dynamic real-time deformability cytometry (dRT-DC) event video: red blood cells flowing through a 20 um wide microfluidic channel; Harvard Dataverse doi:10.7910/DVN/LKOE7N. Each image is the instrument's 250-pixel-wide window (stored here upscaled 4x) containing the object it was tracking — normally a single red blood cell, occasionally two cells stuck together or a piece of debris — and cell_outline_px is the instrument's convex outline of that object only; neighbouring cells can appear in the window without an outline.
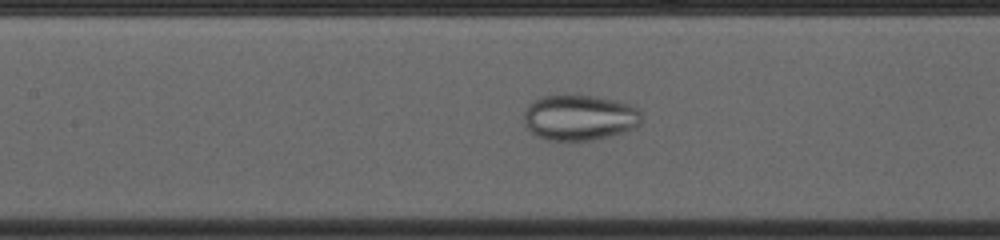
{"species": "common noctule bat (a hibernating species)", "species_latin": "Nyctalus noctula", "temperature_condition": "cold", "stored_images_in_passage": 36, "camera_frame_rate_fps": 3000, "um_per_image_px": 0.085, "animal": {"sex": "female", "body_mass_g": 23.0, "forearm_length_mm": 53.4}, "frame": {"image": 1, "passage_image": 10, "time_ms": 3.0, "image_size_px": [1000, 240], "cell_outline_px": [[640, 124], [636, 128], [624, 132], [592, 140], [548, 140], [536, 136], [524, 124], [524, 112], [528, 104], [544, 96], [592, 96], [632, 104], [640, 108]], "centroid_in_image_um": [49.27, 10.0], "position_along_channel_um": 158.1, "area_um2": 31.1}}
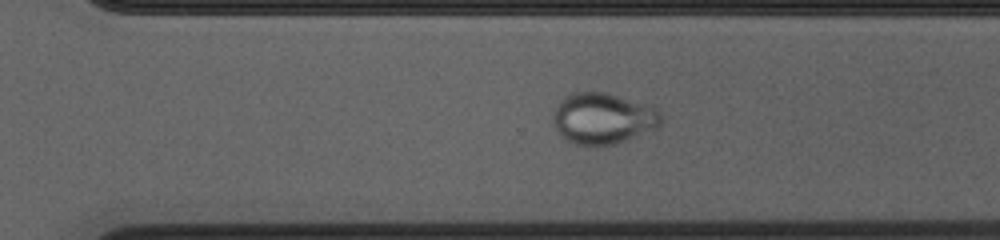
{"frame": {"image": 2, "passage_image": 23, "time_ms": 7.333, "image_size_px": [1000, 240], "cell_outline_px": [[664, 124], [656, 128], [628, 140], [616, 144], [596, 148], [588, 148], [564, 140], [556, 128], [552, 120], [552, 116], [556, 108], [564, 96], [572, 92], [608, 92], [656, 108], [664, 116]], "centroid_in_image_um": [51.27, 10.11], "position_along_channel_um": 319.3, "area_um2": 33.0}}
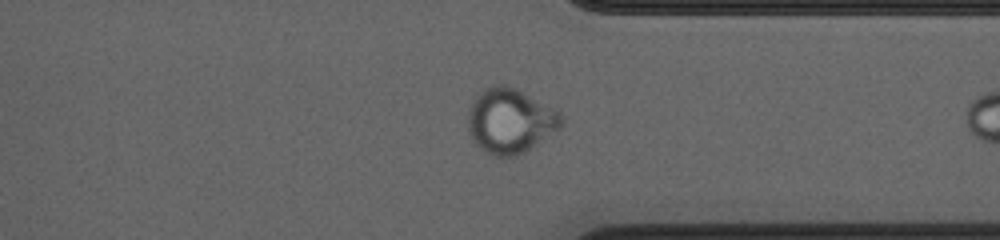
{"frame": {"image": 3, "passage_image": 27, "time_ms": 8.667, "image_size_px": [1000, 240], "cell_outline_px": [[564, 124], [560, 128], [524, 152], [516, 156], [492, 156], [484, 152], [472, 140], [468, 128], [468, 112], [472, 104], [480, 92], [484, 88], [492, 84], [504, 84], [552, 108], [564, 120]], "centroid_in_image_um": [43.32, 10.3], "position_along_channel_um": 368.1, "area_um2": 34.62}}